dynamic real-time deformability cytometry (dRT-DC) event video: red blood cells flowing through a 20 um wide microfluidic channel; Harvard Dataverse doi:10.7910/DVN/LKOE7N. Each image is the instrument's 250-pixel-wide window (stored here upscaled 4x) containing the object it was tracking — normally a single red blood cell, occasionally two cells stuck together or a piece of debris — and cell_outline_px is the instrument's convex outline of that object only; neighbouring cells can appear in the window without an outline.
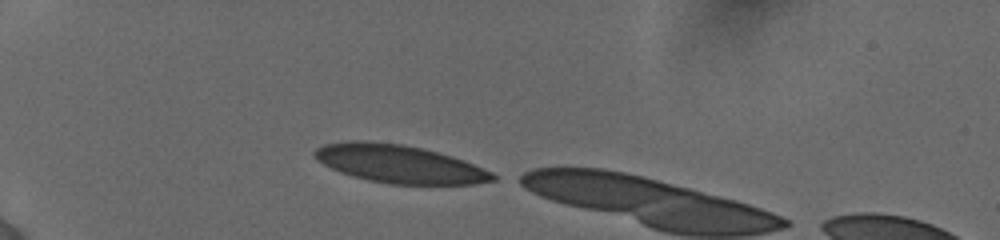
{"species": "human", "species_latin": "Homo sapiens", "temperature_condition": "cold", "stored_images_in_passage": 33, "camera_frame_rate_fps": 3000, "um_per_image_px": 0.085, "donor": {"sex": "female"}, "frame": {"image": 1, "passage_image": 1, "time_ms": 0.0, "image_size_px": [1000, 240], "cell_outline_px": [[500, 176], [496, 180], [476, 184], [388, 184], [368, 180], [352, 176], [340, 172], [316, 160], [312, 156], [312, 152], [316, 148], [324, 144], [344, 140], [368, 140], [404, 144], [452, 156], [464, 160], [492, 172]], "centroid_in_image_um": [33.91, 13.92], "position_along_channel_um": 51.1, "area_um2": 39.88}}
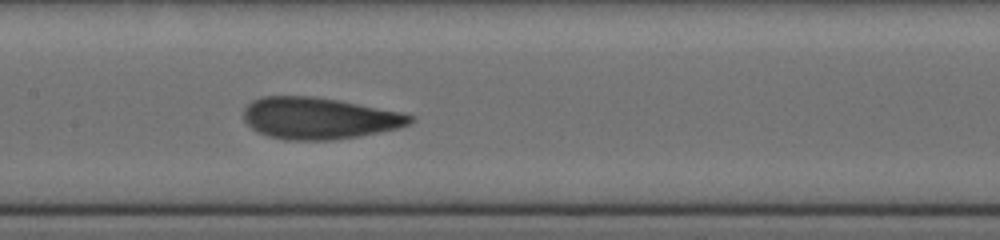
{"frame": {"image": 2, "passage_image": 14, "time_ms": 4.333, "image_size_px": [1000, 240], "cell_outline_px": [[416, 120], [400, 128], [360, 136], [328, 140], [288, 140], [268, 136], [256, 132], [244, 120], [244, 108], [252, 100], [264, 96], [316, 96], [404, 112], [412, 116]], "centroid_in_image_um": [27.13, 10.05], "position_along_channel_um": 180.3, "area_um2": 40.63}}
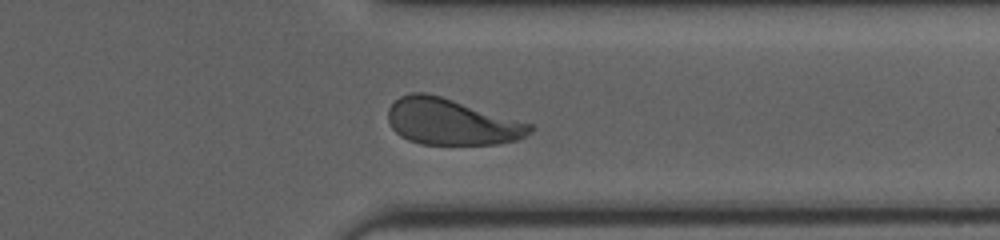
{"frame": {"image": 3, "passage_image": 27, "time_ms": 9.333, "image_size_px": [1000, 240], "cell_outline_px": [[536, 128], [532, 132], [516, 140], [496, 144], [420, 144], [408, 140], [400, 136], [392, 128], [388, 120], [388, 108], [400, 96], [412, 92], [428, 92], [532, 124]], "centroid_in_image_um": [38.36, 10.35], "position_along_channel_um": 373.0, "area_um2": 38.15}}